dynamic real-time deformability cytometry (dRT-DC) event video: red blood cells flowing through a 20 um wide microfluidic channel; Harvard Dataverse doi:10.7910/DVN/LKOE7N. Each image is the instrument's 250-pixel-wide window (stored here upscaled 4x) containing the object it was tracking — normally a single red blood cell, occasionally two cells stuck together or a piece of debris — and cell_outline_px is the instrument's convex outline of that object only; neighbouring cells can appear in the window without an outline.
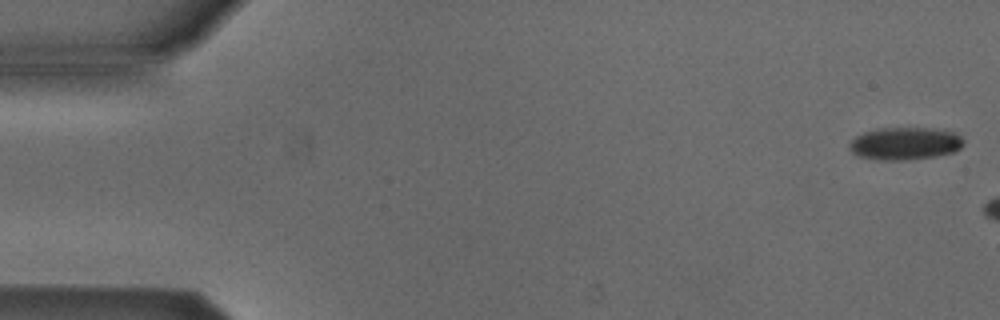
{"species": "Egyptian fruit bat (a non-hibernating species)", "species_latin": "Rousettus aegyptiacus", "temperature_condition": "cold", "stored_images_in_passage": 10, "camera_frame_rate_fps": 3000, "um_per_image_px": 0.085, "animal": {"sex": "male"}, "frame": {"image": 1, "passage_image": 1, "time_ms": 0.0, "image_size_px": [1000, 320], "cell_outline_px": [[964, 144], [956, 152], [936, 156], [908, 160], [880, 160], [856, 156], [848, 148], [848, 144], [856, 136], [864, 132], [876, 128], [928, 128], [956, 132], [964, 140]], "centroid_in_image_um": [76.92, 12.2], "position_along_channel_um": 8.1, "area_um2": 21.96}}
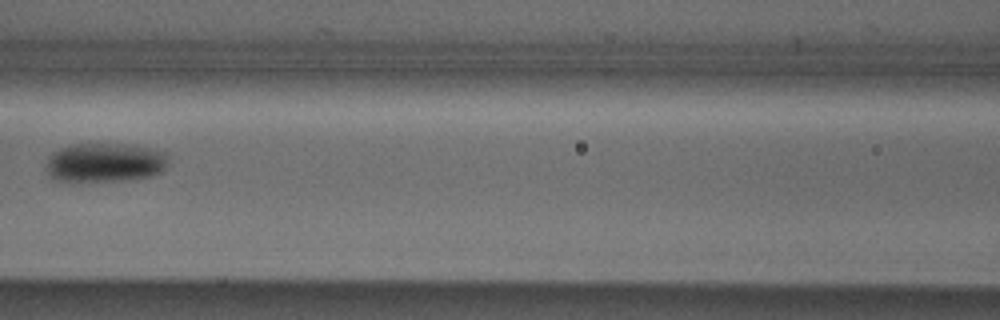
{"frame": {"image": 2, "passage_image": 9, "time_ms": 10.333, "image_size_px": [1000, 320], "cell_outline_px": [[168, 164], [160, 172], [152, 176], [128, 180], [80, 184], [52, 180], [48, 172], [48, 160], [52, 152], [60, 148], [72, 144], [136, 144], [168, 152]], "centroid_in_image_um": [8.93, 13.85], "position_along_channel_um": 157.7, "area_um2": 29.02}}
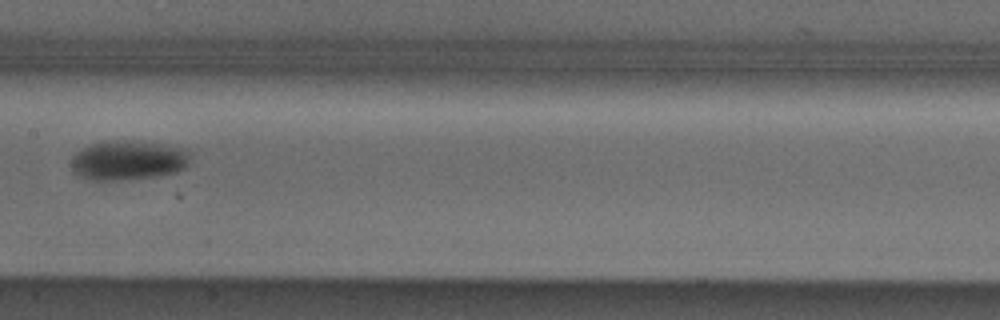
{"frame": {"image": 3, "passage_image": 10, "time_ms": 11.333, "image_size_px": [1000, 320], "cell_outline_px": [[192, 160], [184, 168], [176, 172], [160, 176], [116, 180], [92, 180], [80, 176], [72, 172], [72, 156], [76, 152], [92, 144], [112, 140], [116, 140], [164, 144], [188, 148], [192, 152]], "centroid_in_image_um": [10.97, 13.62], "position_along_channel_um": 196.4, "area_um2": 27.69}}